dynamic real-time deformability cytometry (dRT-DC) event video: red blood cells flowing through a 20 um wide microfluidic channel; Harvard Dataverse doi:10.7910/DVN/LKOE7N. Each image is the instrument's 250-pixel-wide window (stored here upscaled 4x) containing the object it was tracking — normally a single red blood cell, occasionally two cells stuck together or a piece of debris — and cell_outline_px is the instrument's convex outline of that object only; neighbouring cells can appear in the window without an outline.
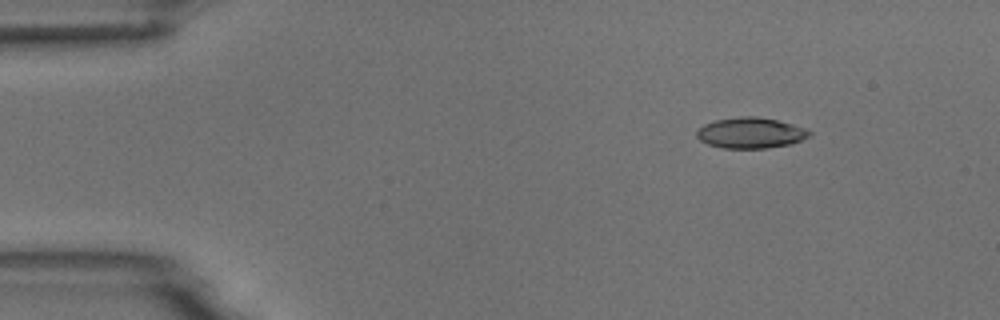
{"species": "common noctule bat (a hibernating species)", "species_latin": "Nyctalus noctula", "temperature_condition": "room temperature", "stored_images_in_passage": 7, "camera_frame_rate_fps": 3000, "um_per_image_px": 0.085, "animal": {"sex": "male", "body_mass_g": 18.8}, "frame": {"image": 1, "passage_image": 2, "time_ms": 1.333, "image_size_px": [1000, 320], "cell_outline_px": [[812, 136], [792, 144], [768, 148], [724, 148], [708, 144], [700, 140], [696, 136], [696, 132], [704, 124], [716, 120], [740, 116], [756, 116], [776, 120], [792, 124], [804, 128], [812, 132]], "centroid_in_image_um": [63.83, 11.3], "position_along_channel_um": 21.2, "area_um2": 20.23}}
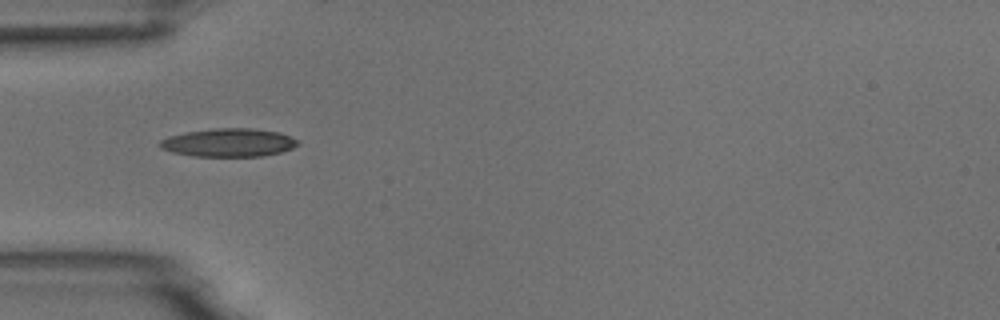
{"frame": {"image": 2, "passage_image": 5, "time_ms": 4.667, "image_size_px": [1000, 320], "cell_outline_px": [[300, 144], [292, 148], [280, 152], [264, 156], [192, 156], [172, 152], [160, 148], [156, 144], [160, 140], [168, 136], [188, 132], [212, 128], [252, 128], [280, 132], [292, 136], [300, 140]], "centroid_in_image_um": [19.45, 12.11], "position_along_channel_um": 65.5, "area_um2": 23.0}}